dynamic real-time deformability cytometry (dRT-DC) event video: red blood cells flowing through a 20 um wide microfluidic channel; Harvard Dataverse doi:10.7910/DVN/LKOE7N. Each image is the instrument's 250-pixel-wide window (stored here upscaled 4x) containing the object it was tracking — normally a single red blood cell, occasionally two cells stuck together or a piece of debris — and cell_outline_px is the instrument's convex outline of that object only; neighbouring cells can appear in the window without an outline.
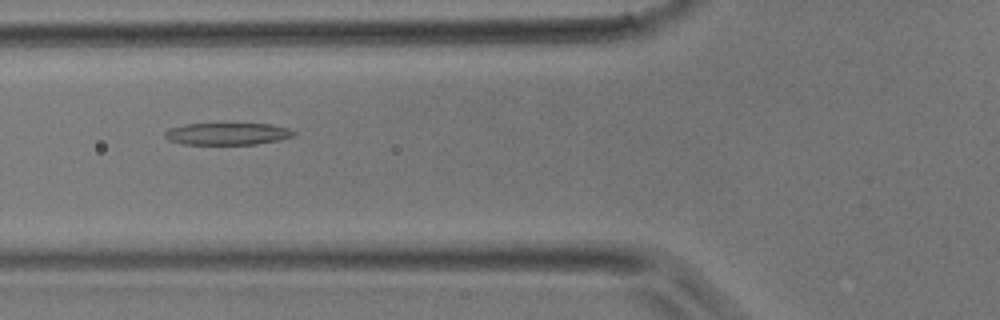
{"species": "common noctule bat (a hibernating species)", "species_latin": "Nyctalus noctula", "temperature_condition": "room temperature", "stored_images_in_passage": 29, "camera_frame_rate_fps": 3000, "um_per_image_px": 0.085, "animal": {"sex": "male", "body_mass_g": 17.9}, "frame": {"image": 1, "passage_image": 5, "time_ms": 1.333, "image_size_px": [1000, 320], "cell_outline_px": [[296, 132], [292, 136], [280, 140], [256, 144], [184, 144], [168, 140], [164, 136], [164, 132], [168, 128], [184, 124], [268, 124], [288, 128]], "centroid_in_image_um": [19.29, 11.37], "position_along_channel_um": 106.5, "area_um2": 16.47}}
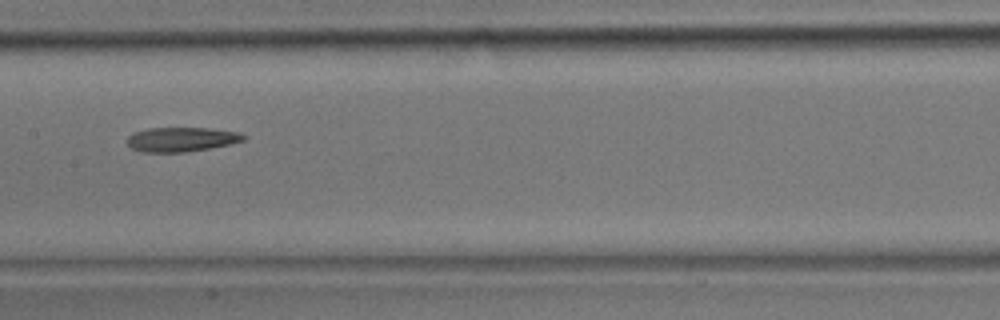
{"frame": {"image": 2, "passage_image": 10, "time_ms": 3.0, "image_size_px": [1000, 320], "cell_outline_px": [[248, 136], [244, 140], [228, 144], [208, 148], [184, 152], [144, 152], [132, 148], [128, 144], [128, 136], [132, 132], [148, 128], [208, 128], [240, 132]], "centroid_in_image_um": [15.42, 11.83], "position_along_channel_um": 192.0, "area_um2": 16.47}}
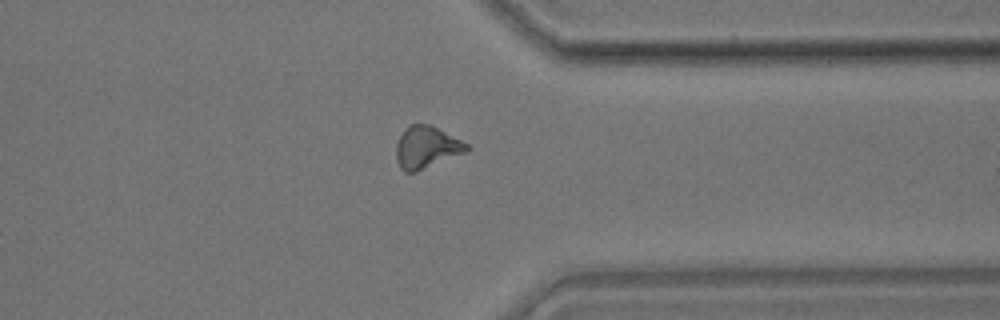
{"frame": {"image": 3, "passage_image": 21, "time_ms": 6.667, "image_size_px": [1000, 320], "cell_outline_px": [[472, 148], [468, 152], [416, 172], [404, 172], [400, 168], [396, 160], [396, 144], [404, 128], [408, 124], [428, 124], [468, 144]], "centroid_in_image_um": [36.24, 12.54], "position_along_channel_um": 375.2, "area_um2": 17.4}}